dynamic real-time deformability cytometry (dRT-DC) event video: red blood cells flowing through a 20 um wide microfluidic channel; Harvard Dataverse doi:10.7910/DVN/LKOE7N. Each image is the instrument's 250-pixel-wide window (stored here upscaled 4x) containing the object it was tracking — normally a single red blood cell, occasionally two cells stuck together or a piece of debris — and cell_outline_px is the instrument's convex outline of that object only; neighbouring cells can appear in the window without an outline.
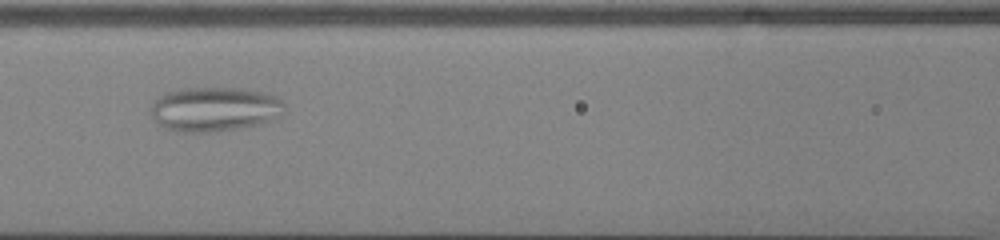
{"species": "common noctule bat (a hibernating species)", "species_latin": "Nyctalus noctula", "temperature_condition": "cold", "stored_images_in_passage": 46, "camera_frame_rate_fps": 3000, "um_per_image_px": 0.085, "animal": {"sex": "male", "body_mass_g": 13.0, "forearm_length_mm": 53.1}, "frame": {"image": 1, "passage_image": 17, "time_ms": 5.333, "image_size_px": [1000, 240], "cell_outline_px": [[284, 116], [260, 124], [212, 132], [180, 132], [164, 128], [152, 116], [152, 104], [160, 96], [168, 92], [184, 88], [244, 88], [264, 92], [276, 96], [284, 104]], "centroid_in_image_um": [18.29, 9.28], "position_along_channel_um": 148.3, "area_um2": 34.62}}
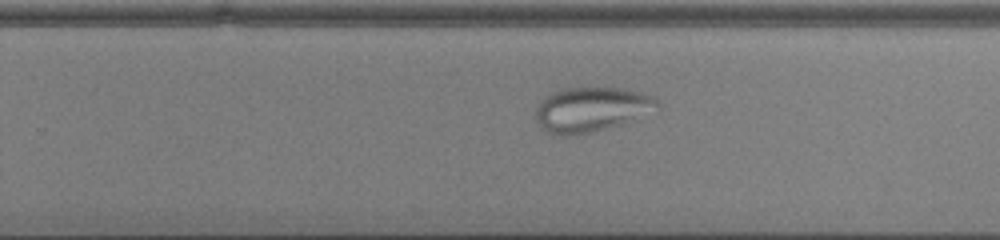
{"frame": {"image": 2, "passage_image": 27, "time_ms": 8.667, "image_size_px": [1000, 240], "cell_outline_px": [[660, 108], [624, 124], [592, 132], [568, 136], [552, 136], [536, 120], [536, 108], [540, 100], [544, 96], [560, 88], [624, 88], [656, 96], [660, 104]], "centroid_in_image_um": [50.29, 9.3], "position_along_channel_um": 279.5, "area_um2": 32.19}}